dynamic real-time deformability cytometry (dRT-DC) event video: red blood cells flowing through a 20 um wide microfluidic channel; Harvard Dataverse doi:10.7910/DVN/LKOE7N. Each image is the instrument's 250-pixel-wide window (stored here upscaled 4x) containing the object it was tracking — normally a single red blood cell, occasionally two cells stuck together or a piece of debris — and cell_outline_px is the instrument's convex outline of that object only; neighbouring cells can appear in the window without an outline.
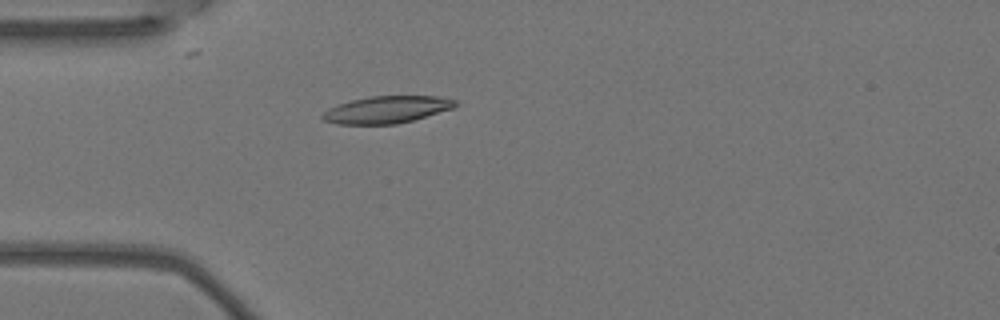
{"species": "Egyptian fruit bat (a non-hibernating species)", "species_latin": "Rousettus aegyptiacus", "temperature_condition": "warm", "stored_images_in_passage": 5, "camera_frame_rate_fps": 3000, "um_per_image_px": 0.085, "animal": {"sex": "female"}, "frame": {"image": 1, "passage_image": 5, "time_ms": 1.333, "image_size_px": [1000, 320], "cell_outline_px": [[460, 104], [452, 108], [412, 120], [396, 124], [336, 124], [324, 120], [320, 116], [328, 108], [352, 100], [368, 96], [436, 96], [456, 100]], "centroid_in_image_um": [32.86, 9.31], "position_along_channel_um": 52.1, "area_um2": 20.81}}